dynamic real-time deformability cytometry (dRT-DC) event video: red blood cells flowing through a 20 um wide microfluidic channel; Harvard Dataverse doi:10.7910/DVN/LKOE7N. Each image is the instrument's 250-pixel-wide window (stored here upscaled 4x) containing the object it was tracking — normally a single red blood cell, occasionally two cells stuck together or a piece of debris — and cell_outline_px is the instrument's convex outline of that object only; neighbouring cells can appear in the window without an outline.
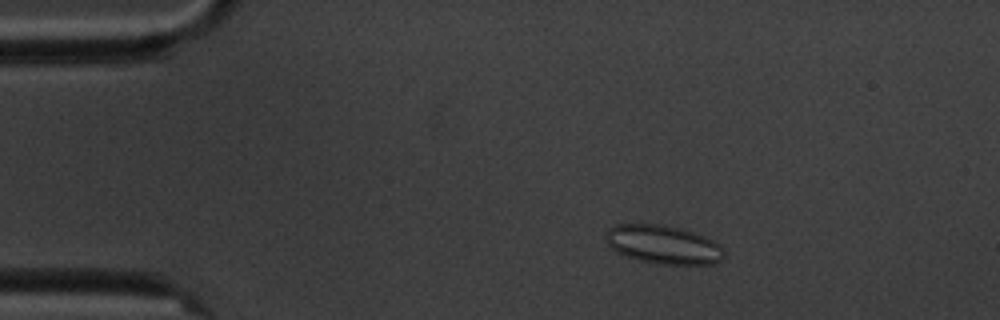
{"species": "common noctule bat (a hibernating species)", "species_latin": "Nyctalus noctula", "temperature_condition": "cold", "stored_images_in_passage": 4, "camera_frame_rate_fps": 3000, "um_per_image_px": 0.085, "animal": {"sex": "male", "body_mass_g": 20.1, "forearm_length_mm": 53.5}, "frame": {"image": 1, "passage_image": 2, "time_ms": 1.333, "image_size_px": [1000, 320], "cell_outline_px": [[724, 256], [716, 264], [660, 264], [640, 260], [616, 252], [608, 244], [604, 236], [608, 228], [616, 224], [664, 224], [684, 228], [704, 236], [720, 244], [724, 248]], "centroid_in_image_um": [56.39, 20.77], "position_along_channel_um": 28.6, "area_um2": 26.88}}
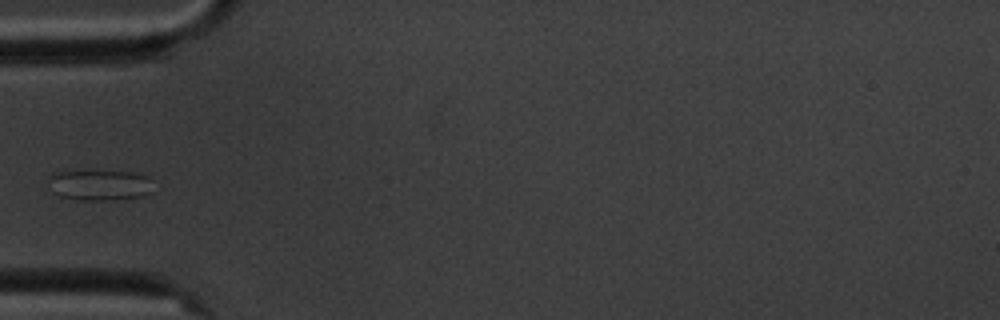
{"frame": {"image": 2, "passage_image": 4, "time_ms": 4.333, "image_size_px": [1000, 320], "cell_outline_px": [[152, 192], [144, 196], [112, 200], [76, 200], [60, 196], [52, 192], [48, 180], [48, 176], [52, 172], [136, 172], [148, 176], [152, 180]], "centroid_in_image_um": [8.49, 15.75], "position_along_channel_um": 76.5, "area_um2": 18.84}}